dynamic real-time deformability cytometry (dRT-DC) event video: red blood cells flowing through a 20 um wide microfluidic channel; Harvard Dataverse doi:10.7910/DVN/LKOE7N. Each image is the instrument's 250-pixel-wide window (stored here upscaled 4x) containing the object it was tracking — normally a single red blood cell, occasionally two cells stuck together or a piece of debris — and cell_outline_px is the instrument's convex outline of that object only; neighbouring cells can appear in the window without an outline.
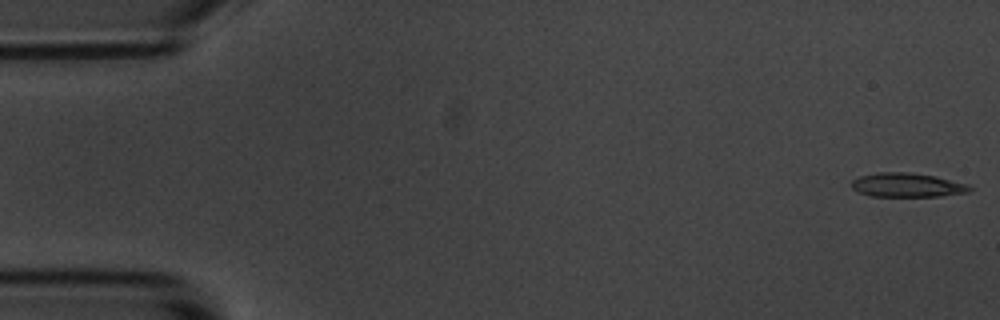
{"species": "common noctule bat (a hibernating species)", "species_latin": "Nyctalus noctula", "temperature_condition": "room temperature", "stored_images_in_passage": 54, "camera_frame_rate_fps": 3000, "um_per_image_px": 0.085, "animal": {"sex": "male", "body_mass_g": 20.1, "forearm_length_mm": 53.5}, "frame": {"image": 1, "passage_image": 1, "time_ms": 0.0, "image_size_px": [1000, 320], "cell_outline_px": [[972, 188], [968, 192], [936, 196], [868, 196], [856, 192], [852, 188], [852, 180], [860, 176], [876, 172], [908, 172], [936, 176], [968, 184]], "centroid_in_image_um": [77.06, 15.72], "position_along_channel_um": 7.9, "area_um2": 16.59}}
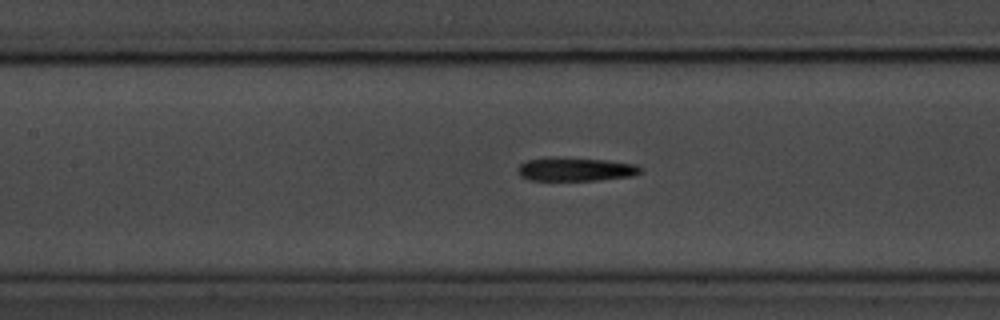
{"frame": {"image": 2, "passage_image": 24, "time_ms": 7.667, "image_size_px": [1000, 320], "cell_outline_px": [[644, 168], [640, 172], [632, 176], [596, 180], [532, 180], [520, 176], [516, 168], [520, 164], [528, 160], [604, 160], [636, 164]], "centroid_in_image_um": [48.98, 14.44], "position_along_channel_um": 158.4, "area_um2": 15.84}}
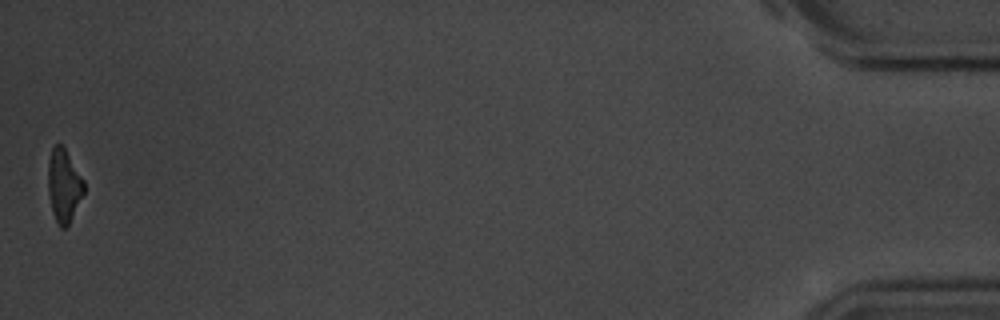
{"frame": {"image": 3, "passage_image": 54, "time_ms": 17.667, "image_size_px": [1000, 320], "cell_outline_px": [[84, 192], [68, 224], [64, 228], [60, 228], [52, 212], [48, 192], [48, 160], [52, 148], [56, 144], [60, 144], [64, 148], [84, 180]], "centroid_in_image_um": [5.41, 15.76], "position_along_channel_um": 429.8, "area_um2": 14.97}, "authors_computed_cell_mechanics": {"area_um2": 16.7909, "velocity_mm_per_s": 3.682, "shape_relaxation_time_tau1_ms": 5.2793, "shape_relaxation_time_tau2_ms": 10.375, "deformation_change_tau1": 0.1987, "deformation_change_tau2": 0.2489}}